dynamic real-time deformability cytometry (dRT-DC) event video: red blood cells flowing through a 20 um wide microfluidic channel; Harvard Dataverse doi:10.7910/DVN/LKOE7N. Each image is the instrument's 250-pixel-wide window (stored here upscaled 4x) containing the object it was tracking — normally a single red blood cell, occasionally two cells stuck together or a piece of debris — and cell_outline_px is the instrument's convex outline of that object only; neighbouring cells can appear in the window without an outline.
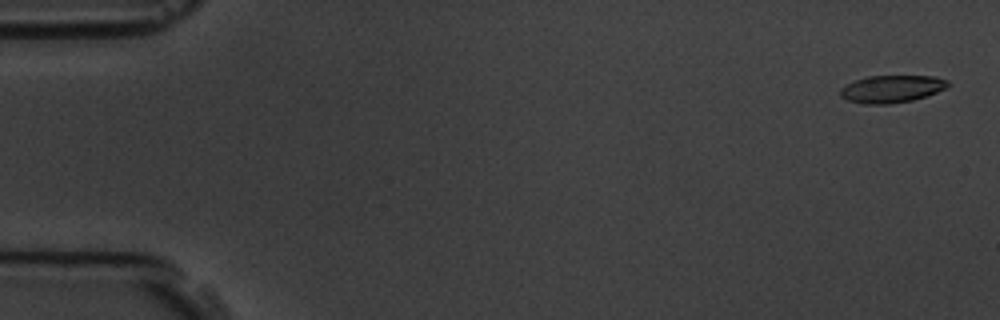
{"species": "common noctule bat (a hibernating species)", "species_latin": "Nyctalus noctula", "temperature_condition": "room temperature", "stored_images_in_passage": 5, "camera_frame_rate_fps": 3000, "um_per_image_px": 0.085, "animal": {"sex": "male", "body_mass_g": 19.5, "forearm_length_mm": 54.6}, "frame": {"image": 1, "passage_image": 1, "time_ms": 0.0, "image_size_px": [1000, 320], "cell_outline_px": [[948, 84], [944, 88], [936, 92], [912, 100], [888, 104], [864, 104], [848, 100], [840, 96], [840, 88], [856, 80], [868, 76], [936, 76], [948, 80]], "centroid_in_image_um": [75.77, 7.55], "position_along_channel_um": 9.2, "area_um2": 16.94}}
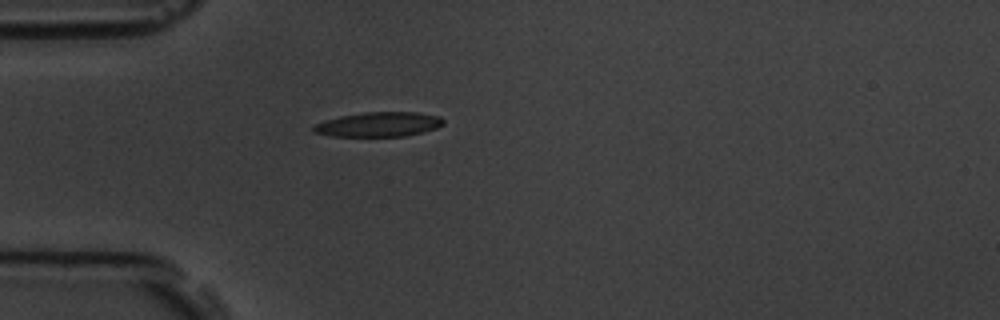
{"frame": {"image": 2, "passage_image": 5, "time_ms": 4.667, "image_size_px": [1000, 320], "cell_outline_px": [[444, 124], [436, 128], [404, 136], [332, 136], [312, 132], [312, 128], [316, 124], [324, 120], [340, 116], [364, 112], [416, 112], [440, 116], [444, 120]], "centroid_in_image_um": [32.18, 10.56], "position_along_channel_um": 52.8, "area_um2": 18.55}}